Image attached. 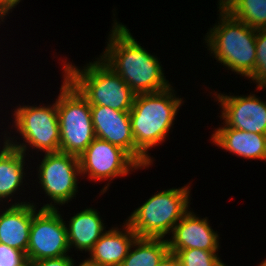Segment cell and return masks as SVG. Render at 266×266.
<instances>
[{
    "label": "cell",
    "instance_id": "6da1fadb",
    "mask_svg": "<svg viewBox=\"0 0 266 266\" xmlns=\"http://www.w3.org/2000/svg\"><path fill=\"white\" fill-rule=\"evenodd\" d=\"M108 42L102 56L135 94L165 90L171 84L166 80L158 57L147 52L132 36L130 29L113 20Z\"/></svg>",
    "mask_w": 266,
    "mask_h": 266
},
{
    "label": "cell",
    "instance_id": "7a4b0ae2",
    "mask_svg": "<svg viewBox=\"0 0 266 266\" xmlns=\"http://www.w3.org/2000/svg\"><path fill=\"white\" fill-rule=\"evenodd\" d=\"M172 88L169 86L159 92L136 94L134 97L129 115L135 141V160L143 168L153 164L148 151L166 140L184 102Z\"/></svg>",
    "mask_w": 266,
    "mask_h": 266
},
{
    "label": "cell",
    "instance_id": "3957f363",
    "mask_svg": "<svg viewBox=\"0 0 266 266\" xmlns=\"http://www.w3.org/2000/svg\"><path fill=\"white\" fill-rule=\"evenodd\" d=\"M219 21L205 37L210 55L232 72L249 78L255 69L256 30L219 9Z\"/></svg>",
    "mask_w": 266,
    "mask_h": 266
},
{
    "label": "cell",
    "instance_id": "277c9868",
    "mask_svg": "<svg viewBox=\"0 0 266 266\" xmlns=\"http://www.w3.org/2000/svg\"><path fill=\"white\" fill-rule=\"evenodd\" d=\"M96 59L82 69L65 61L63 76L79 90L90 106L130 111L136 94L100 57Z\"/></svg>",
    "mask_w": 266,
    "mask_h": 266
},
{
    "label": "cell",
    "instance_id": "5b68a950",
    "mask_svg": "<svg viewBox=\"0 0 266 266\" xmlns=\"http://www.w3.org/2000/svg\"><path fill=\"white\" fill-rule=\"evenodd\" d=\"M189 185L190 183L152 195L136 208L125 222L140 238L164 239L190 210Z\"/></svg>",
    "mask_w": 266,
    "mask_h": 266
},
{
    "label": "cell",
    "instance_id": "8992f818",
    "mask_svg": "<svg viewBox=\"0 0 266 266\" xmlns=\"http://www.w3.org/2000/svg\"><path fill=\"white\" fill-rule=\"evenodd\" d=\"M56 99L60 152L80 156L96 138L88 100L65 77Z\"/></svg>",
    "mask_w": 266,
    "mask_h": 266
},
{
    "label": "cell",
    "instance_id": "52a82bcc",
    "mask_svg": "<svg viewBox=\"0 0 266 266\" xmlns=\"http://www.w3.org/2000/svg\"><path fill=\"white\" fill-rule=\"evenodd\" d=\"M13 117L15 130L23 137V143L5 136L7 135L5 132L3 137L9 145L19 149L25 155L28 147L45 153L60 152V128L56 101L52 106H17Z\"/></svg>",
    "mask_w": 266,
    "mask_h": 266
},
{
    "label": "cell",
    "instance_id": "ba28073f",
    "mask_svg": "<svg viewBox=\"0 0 266 266\" xmlns=\"http://www.w3.org/2000/svg\"><path fill=\"white\" fill-rule=\"evenodd\" d=\"M39 184L51 201L41 209H59L56 205L68 204L78 192V178L81 175L79 158L62 152L45 153L39 164Z\"/></svg>",
    "mask_w": 266,
    "mask_h": 266
},
{
    "label": "cell",
    "instance_id": "9c48e42d",
    "mask_svg": "<svg viewBox=\"0 0 266 266\" xmlns=\"http://www.w3.org/2000/svg\"><path fill=\"white\" fill-rule=\"evenodd\" d=\"M37 212L32 217L27 261L67 255V228L59 210L40 208Z\"/></svg>",
    "mask_w": 266,
    "mask_h": 266
},
{
    "label": "cell",
    "instance_id": "30bf717a",
    "mask_svg": "<svg viewBox=\"0 0 266 266\" xmlns=\"http://www.w3.org/2000/svg\"><path fill=\"white\" fill-rule=\"evenodd\" d=\"M81 175L94 181L113 180L143 168L128 152L108 141L95 138L78 157Z\"/></svg>",
    "mask_w": 266,
    "mask_h": 266
},
{
    "label": "cell",
    "instance_id": "8fae6325",
    "mask_svg": "<svg viewBox=\"0 0 266 266\" xmlns=\"http://www.w3.org/2000/svg\"><path fill=\"white\" fill-rule=\"evenodd\" d=\"M223 123L231 128L266 135V101L255 94L232 96L214 92Z\"/></svg>",
    "mask_w": 266,
    "mask_h": 266
},
{
    "label": "cell",
    "instance_id": "7c38bea8",
    "mask_svg": "<svg viewBox=\"0 0 266 266\" xmlns=\"http://www.w3.org/2000/svg\"><path fill=\"white\" fill-rule=\"evenodd\" d=\"M171 237L167 239L169 250L218 251L220 248L219 234L211 228L208 218L198 217L191 210L174 226Z\"/></svg>",
    "mask_w": 266,
    "mask_h": 266
},
{
    "label": "cell",
    "instance_id": "4fadbf2b",
    "mask_svg": "<svg viewBox=\"0 0 266 266\" xmlns=\"http://www.w3.org/2000/svg\"><path fill=\"white\" fill-rule=\"evenodd\" d=\"M95 137L117 145L135 159L129 111H118L105 106H90Z\"/></svg>",
    "mask_w": 266,
    "mask_h": 266
},
{
    "label": "cell",
    "instance_id": "5bb4252c",
    "mask_svg": "<svg viewBox=\"0 0 266 266\" xmlns=\"http://www.w3.org/2000/svg\"><path fill=\"white\" fill-rule=\"evenodd\" d=\"M37 205L30 202H18L0 211V244L27 254L32 217Z\"/></svg>",
    "mask_w": 266,
    "mask_h": 266
},
{
    "label": "cell",
    "instance_id": "9a60e30c",
    "mask_svg": "<svg viewBox=\"0 0 266 266\" xmlns=\"http://www.w3.org/2000/svg\"><path fill=\"white\" fill-rule=\"evenodd\" d=\"M123 231L118 227L107 230L94 244L89 252L90 262L98 266H120L128 255L134 240L138 237L131 227L125 222Z\"/></svg>",
    "mask_w": 266,
    "mask_h": 266
},
{
    "label": "cell",
    "instance_id": "2e32d148",
    "mask_svg": "<svg viewBox=\"0 0 266 266\" xmlns=\"http://www.w3.org/2000/svg\"><path fill=\"white\" fill-rule=\"evenodd\" d=\"M214 130L212 143L245 159H260L266 162V135L249 133L226 126Z\"/></svg>",
    "mask_w": 266,
    "mask_h": 266
},
{
    "label": "cell",
    "instance_id": "e0dca14e",
    "mask_svg": "<svg viewBox=\"0 0 266 266\" xmlns=\"http://www.w3.org/2000/svg\"><path fill=\"white\" fill-rule=\"evenodd\" d=\"M99 213L97 209L87 208L72 216L69 224L65 221L70 250L72 246L82 252L92 250L94 244L106 232Z\"/></svg>",
    "mask_w": 266,
    "mask_h": 266
},
{
    "label": "cell",
    "instance_id": "ac0fdd59",
    "mask_svg": "<svg viewBox=\"0 0 266 266\" xmlns=\"http://www.w3.org/2000/svg\"><path fill=\"white\" fill-rule=\"evenodd\" d=\"M3 141L4 144L0 151V201L3 202L6 199V202L9 203V201H12L13 194L18 193L21 189L23 179L25 180L24 164L26 163V155L9 145L5 140Z\"/></svg>",
    "mask_w": 266,
    "mask_h": 266
},
{
    "label": "cell",
    "instance_id": "d6986e66",
    "mask_svg": "<svg viewBox=\"0 0 266 266\" xmlns=\"http://www.w3.org/2000/svg\"><path fill=\"white\" fill-rule=\"evenodd\" d=\"M168 252L167 238L137 237L120 266H157Z\"/></svg>",
    "mask_w": 266,
    "mask_h": 266
},
{
    "label": "cell",
    "instance_id": "ffe728a7",
    "mask_svg": "<svg viewBox=\"0 0 266 266\" xmlns=\"http://www.w3.org/2000/svg\"><path fill=\"white\" fill-rule=\"evenodd\" d=\"M226 11L254 29H266V0H235Z\"/></svg>",
    "mask_w": 266,
    "mask_h": 266
},
{
    "label": "cell",
    "instance_id": "44dd1931",
    "mask_svg": "<svg viewBox=\"0 0 266 266\" xmlns=\"http://www.w3.org/2000/svg\"><path fill=\"white\" fill-rule=\"evenodd\" d=\"M174 253L181 266H228L218 257V251L202 249L169 250Z\"/></svg>",
    "mask_w": 266,
    "mask_h": 266
},
{
    "label": "cell",
    "instance_id": "7402d4cb",
    "mask_svg": "<svg viewBox=\"0 0 266 266\" xmlns=\"http://www.w3.org/2000/svg\"><path fill=\"white\" fill-rule=\"evenodd\" d=\"M250 79L257 86L266 81V29L256 30V62Z\"/></svg>",
    "mask_w": 266,
    "mask_h": 266
},
{
    "label": "cell",
    "instance_id": "603a6c76",
    "mask_svg": "<svg viewBox=\"0 0 266 266\" xmlns=\"http://www.w3.org/2000/svg\"><path fill=\"white\" fill-rule=\"evenodd\" d=\"M26 264H28L26 254L0 244V266H25Z\"/></svg>",
    "mask_w": 266,
    "mask_h": 266
},
{
    "label": "cell",
    "instance_id": "cb8c5ba5",
    "mask_svg": "<svg viewBox=\"0 0 266 266\" xmlns=\"http://www.w3.org/2000/svg\"><path fill=\"white\" fill-rule=\"evenodd\" d=\"M31 266H73L74 259L69 255L28 262Z\"/></svg>",
    "mask_w": 266,
    "mask_h": 266
},
{
    "label": "cell",
    "instance_id": "d4e9b609",
    "mask_svg": "<svg viewBox=\"0 0 266 266\" xmlns=\"http://www.w3.org/2000/svg\"><path fill=\"white\" fill-rule=\"evenodd\" d=\"M21 0H0V20L3 22L4 18L17 6ZM10 11V12H9Z\"/></svg>",
    "mask_w": 266,
    "mask_h": 266
},
{
    "label": "cell",
    "instance_id": "484cf974",
    "mask_svg": "<svg viewBox=\"0 0 266 266\" xmlns=\"http://www.w3.org/2000/svg\"><path fill=\"white\" fill-rule=\"evenodd\" d=\"M157 266H181V264L174 253L168 252Z\"/></svg>",
    "mask_w": 266,
    "mask_h": 266
},
{
    "label": "cell",
    "instance_id": "4316f807",
    "mask_svg": "<svg viewBox=\"0 0 266 266\" xmlns=\"http://www.w3.org/2000/svg\"><path fill=\"white\" fill-rule=\"evenodd\" d=\"M235 0H219L218 1V8L226 10Z\"/></svg>",
    "mask_w": 266,
    "mask_h": 266
},
{
    "label": "cell",
    "instance_id": "83f0119b",
    "mask_svg": "<svg viewBox=\"0 0 266 266\" xmlns=\"http://www.w3.org/2000/svg\"><path fill=\"white\" fill-rule=\"evenodd\" d=\"M73 266H75V263H73ZM77 266H98L92 262H90L88 259H85L84 261H82L79 265Z\"/></svg>",
    "mask_w": 266,
    "mask_h": 266
},
{
    "label": "cell",
    "instance_id": "f1b7e54d",
    "mask_svg": "<svg viewBox=\"0 0 266 266\" xmlns=\"http://www.w3.org/2000/svg\"><path fill=\"white\" fill-rule=\"evenodd\" d=\"M256 88H257V90H261V89H262V90H263V89L266 90V81L260 83Z\"/></svg>",
    "mask_w": 266,
    "mask_h": 266
},
{
    "label": "cell",
    "instance_id": "f546056e",
    "mask_svg": "<svg viewBox=\"0 0 266 266\" xmlns=\"http://www.w3.org/2000/svg\"><path fill=\"white\" fill-rule=\"evenodd\" d=\"M259 266H266V259H264Z\"/></svg>",
    "mask_w": 266,
    "mask_h": 266
}]
</instances>
